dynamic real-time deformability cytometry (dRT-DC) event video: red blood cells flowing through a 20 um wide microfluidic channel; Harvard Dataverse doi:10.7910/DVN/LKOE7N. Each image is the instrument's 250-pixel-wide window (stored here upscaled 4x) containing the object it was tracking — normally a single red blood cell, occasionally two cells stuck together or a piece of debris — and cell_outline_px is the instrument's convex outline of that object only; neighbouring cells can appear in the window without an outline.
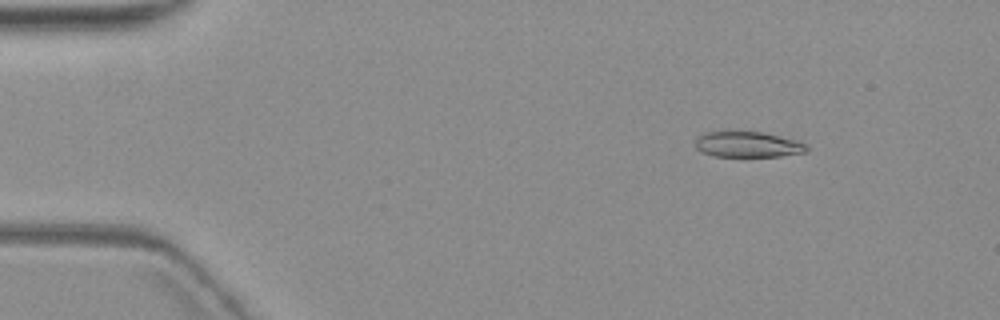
{"species": "common noctule bat (a hibernating species)", "species_latin": "Nyctalus noctula", "temperature_condition": "warm", "stored_images_in_passage": 10, "camera_frame_rate_fps": 3000, "um_per_image_px": 0.085, "animal": {"sex": "female", "body_mass_g": 19.3, "forearm_length_mm": 54.1}, "frame": {"image": 1, "passage_image": 2, "time_ms": 2.0, "image_size_px": [1000, 320], "cell_outline_px": [[808, 152], [780, 156], [716, 156], [704, 152], [696, 148], [696, 140], [704, 132], [760, 132], [780, 136], [796, 140], [804, 144], [808, 148]], "centroid_in_image_um": [63.6, 12.28], "position_along_channel_um": 21.4, "area_um2": 16.3}}
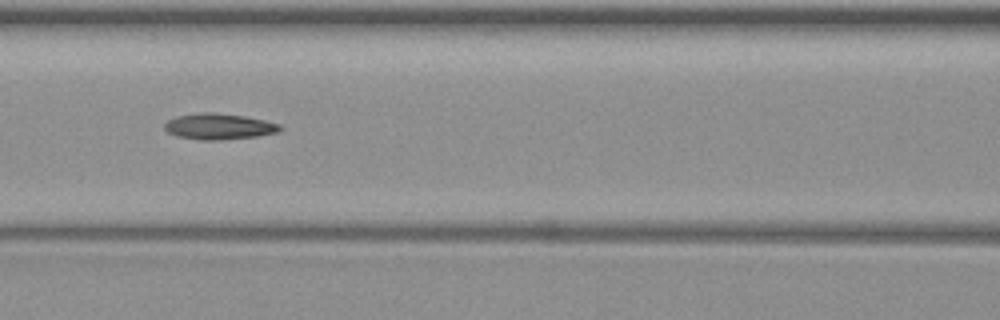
{"frame": {"image": 2, "passage_image": 7, "time_ms": 8.0, "image_size_px": [1000, 320], "cell_outline_px": [[284, 128], [280, 132], [260, 136], [220, 140], [200, 140], [176, 136], [168, 132], [164, 128], [164, 124], [168, 120], [176, 116], [196, 112], [216, 112], [244, 116], [264, 120], [280, 124]], "centroid_in_image_um": [18.63, 10.75], "position_along_channel_um": 148.0, "area_um2": 17.8}}
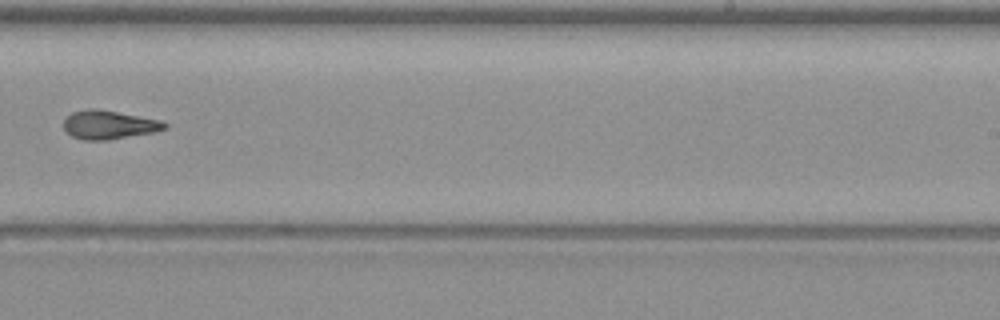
{"frame": {"image": 3, "passage_image": 10, "time_ms": 11.667, "image_size_px": [1000, 320], "cell_outline_px": [[168, 124], [164, 128], [156, 132], [108, 140], [84, 140], [72, 136], [64, 128], [64, 120], [72, 112], [92, 108], [96, 108], [160, 120]], "centroid_in_image_um": [9.26, 10.61], "position_along_channel_um": 279.7, "area_um2": 16.7}}